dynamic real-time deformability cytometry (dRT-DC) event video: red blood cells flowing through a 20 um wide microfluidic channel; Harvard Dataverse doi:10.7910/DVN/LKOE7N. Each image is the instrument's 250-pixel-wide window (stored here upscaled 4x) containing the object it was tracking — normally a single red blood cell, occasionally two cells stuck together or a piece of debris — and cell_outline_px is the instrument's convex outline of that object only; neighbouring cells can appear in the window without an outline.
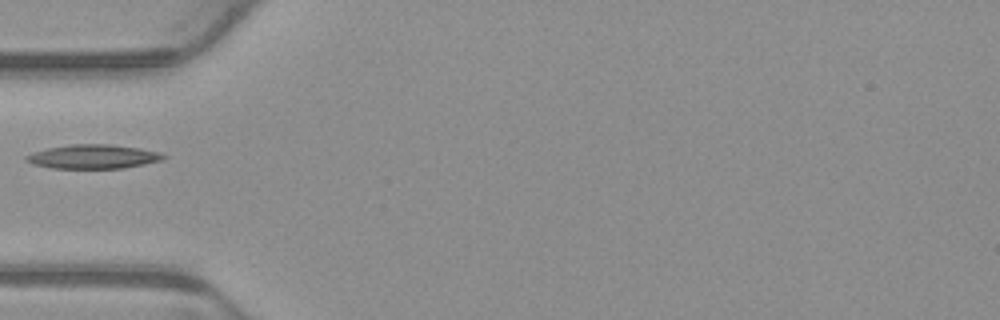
{"species": "common noctule bat (a hibernating species)", "species_latin": "Nyctalus noctula", "temperature_condition": "warm", "stored_images_in_passage": 1, "camera_frame_rate_fps": 3000, "um_per_image_px": 0.085, "animal": {"sex": "male", "body_mass_g": 23.1, "forearm_length_mm": 52.7}, "frame": {"image": 1, "passage_image": 1, "time_ms": 0.0, "image_size_px": [1000, 320], "cell_outline_px": [[168, 156], [164, 160], [124, 168], [52, 168], [32, 164], [24, 160], [24, 156], [32, 152], [48, 148], [72, 144], [112, 144], [140, 148], [160, 152]], "centroid_in_image_um": [7.93, 13.31], "position_along_channel_um": 77.1, "area_um2": 19.42}}